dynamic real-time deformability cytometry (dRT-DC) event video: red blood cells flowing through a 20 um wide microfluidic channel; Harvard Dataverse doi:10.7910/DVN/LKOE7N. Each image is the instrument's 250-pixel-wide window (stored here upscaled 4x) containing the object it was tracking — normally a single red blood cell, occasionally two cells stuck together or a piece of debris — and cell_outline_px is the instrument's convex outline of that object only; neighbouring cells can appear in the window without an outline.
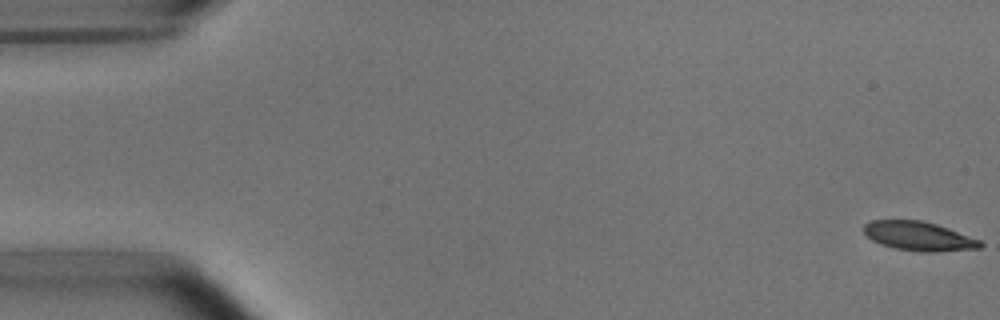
{"species": "common noctule bat (a hibernating species)", "species_latin": "Nyctalus noctula", "temperature_condition": "room temperature", "stored_images_in_passage": 53, "camera_frame_rate_fps": 3000, "um_per_image_px": 0.085, "animal": {"sex": "male", "body_mass_g": 15.6}, "frame": {"image": 1, "passage_image": 1, "time_ms": 0.0, "image_size_px": [1000, 320], "cell_outline_px": [[984, 244], [980, 248], [936, 252], [920, 252], [896, 248], [880, 244], [872, 240], [864, 232], [864, 224], [872, 220], [920, 220], [936, 224], [948, 228], [980, 240]], "centroid_in_image_um": [78.1, 20.08], "position_along_channel_um": 6.9, "area_um2": 19.65}}
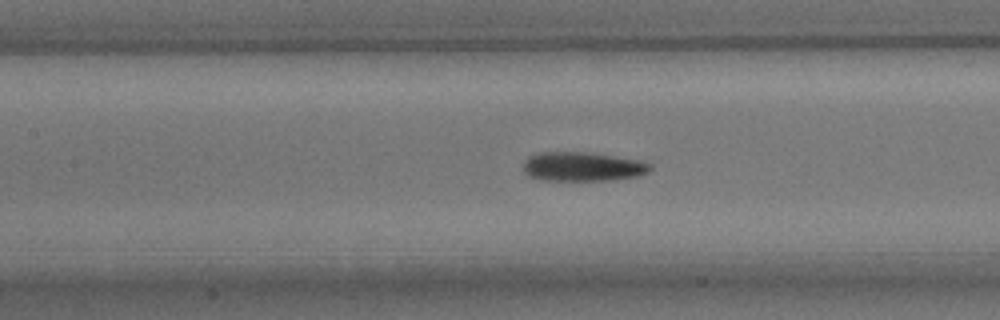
{"frame": {"image": 2, "passage_image": 24, "time_ms": 7.667, "image_size_px": [1000, 320], "cell_outline_px": [[652, 168], [648, 172], [636, 176], [612, 180], [544, 180], [528, 176], [524, 172], [524, 160], [528, 156], [540, 152], [584, 152], [640, 160], [652, 164]], "centroid_in_image_um": [49.5, 14.16], "position_along_channel_um": 157.9, "area_um2": 21.5}}
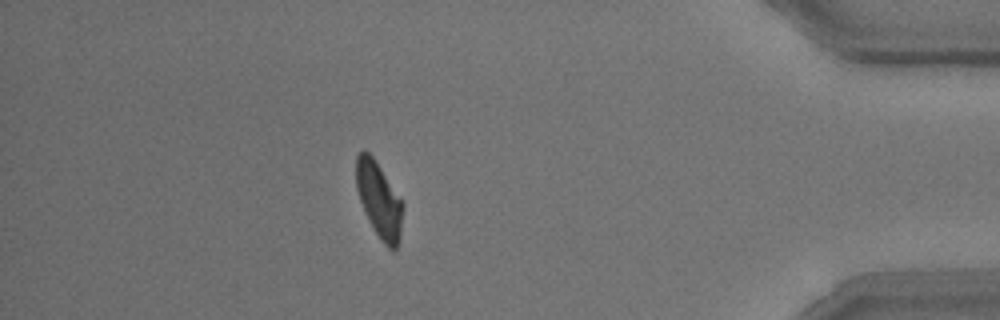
{"frame": {"image": 3, "passage_image": 47, "time_ms": 15.333, "image_size_px": [1000, 320], "cell_outline_px": [[404, 208], [400, 240], [396, 248], [388, 248], [380, 240], [368, 220], [360, 200], [356, 188], [356, 156], [364, 148], [376, 160], [404, 200]], "centroid_in_image_um": [32.25, 16.97], "position_along_channel_um": 402.9, "area_um2": 21.1}, "authors_computed_cell_mechanics": {"area_um2": 21.2704, "velocity_mm_per_s": 3.7807, "shape_relaxation_time_tau1_ms": 3.1072, "shape_relaxation_time_tau2_ms": 2.024, "deformation_change_tau1": 0.1509, "deformation_change_tau2": 0.084}}